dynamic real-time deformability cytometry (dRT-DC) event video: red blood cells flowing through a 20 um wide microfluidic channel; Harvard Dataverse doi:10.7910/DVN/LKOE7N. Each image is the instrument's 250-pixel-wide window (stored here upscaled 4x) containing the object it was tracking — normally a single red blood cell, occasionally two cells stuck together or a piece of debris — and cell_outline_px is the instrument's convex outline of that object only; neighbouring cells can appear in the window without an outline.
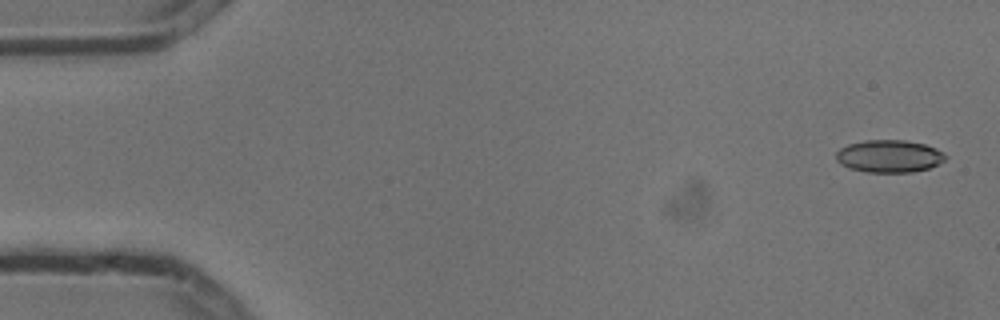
{"species": "common noctule bat (a hibernating species)", "species_latin": "Nyctalus noctula", "temperature_condition": "cold", "stored_images_in_passage": 5, "camera_frame_rate_fps": 3000, "um_per_image_px": 0.085, "animal": {"sex": "male", "body_mass_g": 13.3}, "frame": {"image": 1, "passage_image": 5, "time_ms": 1.333, "image_size_px": [1000, 320], "cell_outline_px": [[948, 156], [944, 160], [928, 168], [912, 172], [868, 172], [848, 168], [840, 164], [836, 160], [836, 152], [840, 148], [848, 144], [864, 140], [904, 140], [924, 144], [936, 148], [944, 152]], "centroid_in_image_um": [75.56, 13.27], "position_along_channel_um": 9.4, "area_um2": 20.75}}